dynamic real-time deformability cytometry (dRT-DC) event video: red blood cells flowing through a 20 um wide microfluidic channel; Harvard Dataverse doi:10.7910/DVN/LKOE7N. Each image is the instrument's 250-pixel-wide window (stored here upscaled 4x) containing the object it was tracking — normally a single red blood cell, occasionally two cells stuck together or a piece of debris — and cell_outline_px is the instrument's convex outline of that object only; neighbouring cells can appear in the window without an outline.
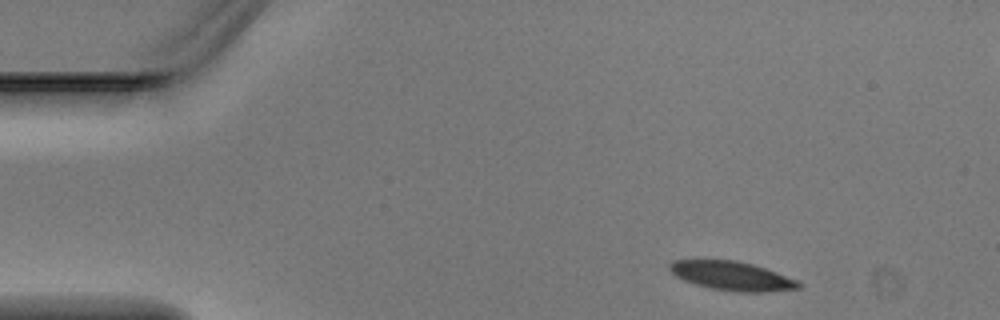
{"species": "Egyptian fruit bat (a non-hibernating species)", "species_latin": "Rousettus aegyptiacus", "temperature_condition": "warm", "stored_images_in_passage": 4, "segment_of_instrument_passage": [1, 2], "camera_frame_rate_fps": 3000, "um_per_image_px": 0.085, "animal": {"sex": "male"}, "frame": {"image": 1, "passage_image": 1, "time_ms": 0.0, "image_size_px": [1000, 320], "cell_outline_px": [[804, 284], [800, 288], [764, 292], [736, 292], [708, 288], [684, 280], [676, 276], [668, 268], [668, 264], [676, 260], [736, 260], [752, 264], [776, 272], [796, 280]], "centroid_in_image_um": [62.21, 23.46], "position_along_channel_um": 22.8, "area_um2": 21.68}}